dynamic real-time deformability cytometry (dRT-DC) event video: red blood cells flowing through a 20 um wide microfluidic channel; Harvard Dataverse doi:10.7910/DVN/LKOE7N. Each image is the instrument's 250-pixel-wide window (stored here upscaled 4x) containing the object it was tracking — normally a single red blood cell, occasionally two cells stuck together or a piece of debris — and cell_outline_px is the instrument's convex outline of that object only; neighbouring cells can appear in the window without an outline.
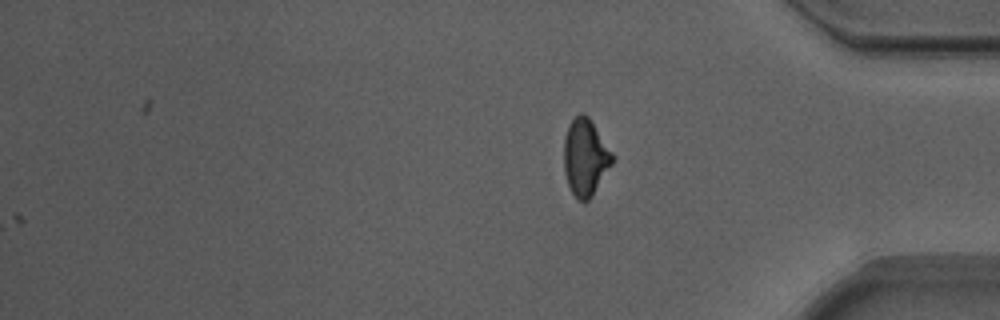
{"species": "Egyptian fruit bat (a non-hibernating species)", "species_latin": "Rousettus aegyptiacus", "temperature_condition": "warm", "stored_images_in_passage": 51, "camera_frame_rate_fps": 3000, "um_per_image_px": 0.085, "animal": {"sex": "male"}, "frame": {"image": 1, "passage_image": 51, "time_ms": 16.667, "image_size_px": [1000, 320], "cell_outline_px": [[616, 156], [612, 164], [592, 196], [584, 204], [576, 200], [568, 184], [564, 172], [564, 140], [568, 124], [580, 112], [584, 112], [588, 116]], "centroid_in_image_um": [49.76, 13.38], "position_along_channel_um": 385.4, "area_um2": 22.02}}